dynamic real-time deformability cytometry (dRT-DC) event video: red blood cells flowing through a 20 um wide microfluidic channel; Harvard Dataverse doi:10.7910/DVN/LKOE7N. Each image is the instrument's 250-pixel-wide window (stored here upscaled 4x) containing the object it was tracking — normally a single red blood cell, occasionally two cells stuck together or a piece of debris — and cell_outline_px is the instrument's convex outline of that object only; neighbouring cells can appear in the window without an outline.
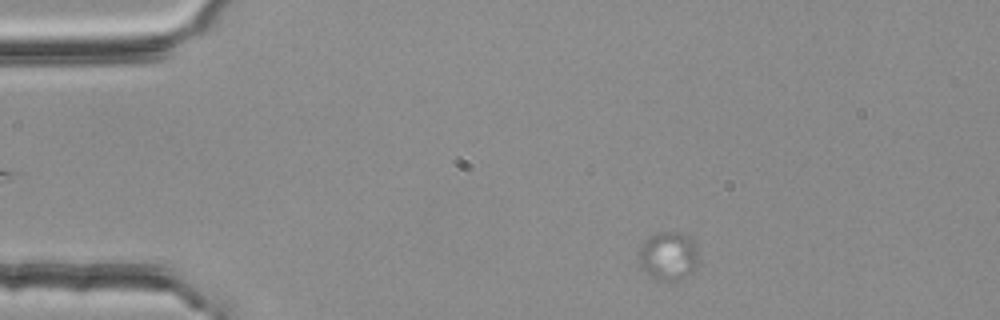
{"species": "common noctule bat (a hibernating species)", "species_latin": "Nyctalus noctula", "temperature_condition": "room temperature", "stored_images_in_passage": 23, "camera_frame_rate_fps": 3000, "um_per_image_px": 0.085, "animal": {"sex": "female", "body_mass_g": 25.1}, "frame": {"image": 1, "passage_image": 4, "time_ms": 1.0, "image_size_px": [1000, 320], "cell_outline_px": [[696, 264], [692, 272], [676, 280], [660, 280], [648, 276], [640, 268], [636, 260], [640, 244], [648, 236], [660, 232], [680, 232], [688, 236], [692, 240], [696, 248]], "centroid_in_image_um": [56.71, 21.74], "position_along_channel_um": 28.3, "area_um2": 17.05}}